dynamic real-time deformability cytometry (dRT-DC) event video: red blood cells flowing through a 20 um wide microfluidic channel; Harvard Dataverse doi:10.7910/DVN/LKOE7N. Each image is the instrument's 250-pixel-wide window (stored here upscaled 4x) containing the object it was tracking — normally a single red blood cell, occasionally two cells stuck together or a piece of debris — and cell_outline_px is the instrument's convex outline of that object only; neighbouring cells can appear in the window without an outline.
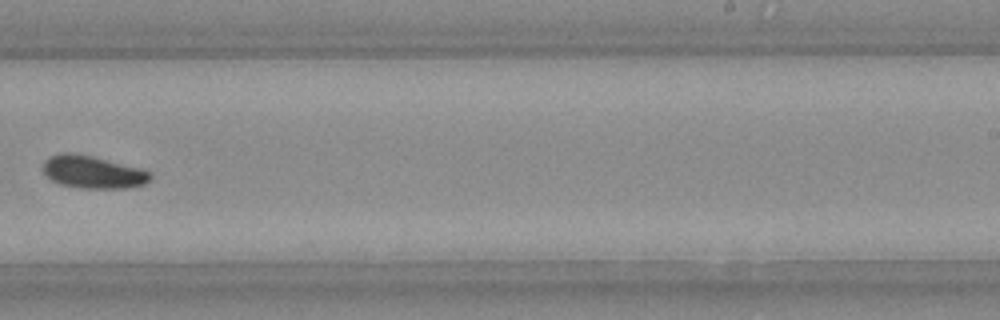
{"species": "Egyptian fruit bat (a non-hibernating species)", "species_latin": "Rousettus aegyptiacus", "temperature_condition": "warm", "stored_images_in_passage": 18, "camera_frame_rate_fps": 3000, "um_per_image_px": 0.085, "animal": {"sex": "female"}, "frame": {"image": 1, "passage_image": 11, "time_ms": 3.333, "image_size_px": [1000, 320], "cell_outline_px": [[152, 176], [144, 184], [124, 188], [80, 188], [60, 184], [52, 180], [44, 172], [44, 160], [48, 156], [60, 152], [72, 152], [92, 156], [140, 168], [148, 172]], "centroid_in_image_um": [7.84, 14.61], "position_along_channel_um": 281.2, "area_um2": 20.23}}